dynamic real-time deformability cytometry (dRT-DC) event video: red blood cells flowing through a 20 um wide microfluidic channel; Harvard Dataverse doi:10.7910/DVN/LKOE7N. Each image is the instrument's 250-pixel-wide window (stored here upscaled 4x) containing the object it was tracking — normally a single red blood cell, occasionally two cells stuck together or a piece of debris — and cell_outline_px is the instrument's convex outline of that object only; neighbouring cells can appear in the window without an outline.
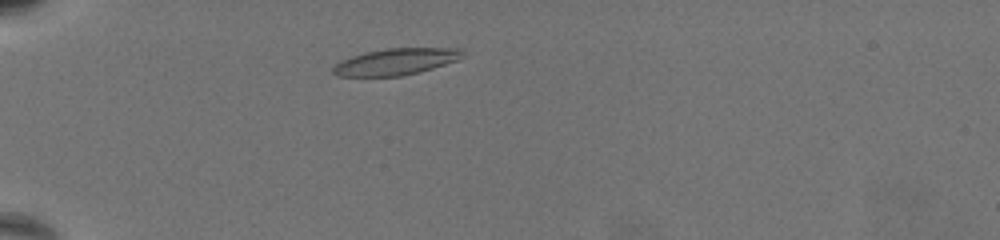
{"species": "common noctule bat (a hibernating species)", "species_latin": "Nyctalus noctula", "temperature_condition": "warm", "stored_images_in_passage": 55, "camera_frame_rate_fps": 3000, "um_per_image_px": 0.085, "animal": {"sex": "female", "body_mass_g": 19.5, "forearm_length_mm": 54.1}, "frame": {"image": 1, "passage_image": 9, "time_ms": 2.667, "image_size_px": [1000, 240], "cell_outline_px": [[464, 56], [456, 60], [432, 68], [400, 76], [336, 76], [332, 72], [332, 68], [336, 64], [352, 56], [368, 52], [388, 48], [464, 48]], "centroid_in_image_um": [33.67, 5.24], "position_along_channel_um": 51.3, "area_um2": 19.71}}
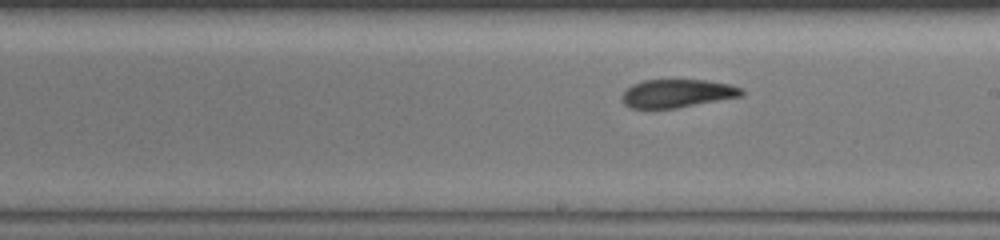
{"frame": {"image": 2, "passage_image": 29, "time_ms": 9.333, "image_size_px": [1000, 240], "cell_outline_px": [[744, 92], [740, 96], [676, 108], [632, 108], [624, 104], [620, 100], [620, 96], [632, 84], [644, 80], [704, 80], [732, 84], [744, 88]], "centroid_in_image_um": [57.55, 7.93], "position_along_channel_um": 231.5, "area_um2": 19.65}}
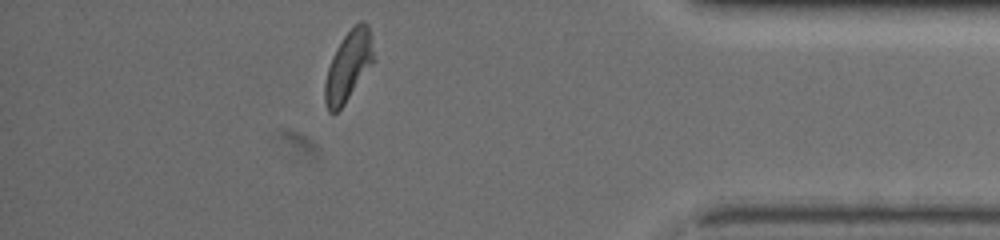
{"frame": {"image": 3, "passage_image": 48, "time_ms": 15.667, "image_size_px": [1000, 240], "cell_outline_px": [[376, 60], [344, 104], [336, 112], [328, 112], [324, 100], [324, 84], [328, 68], [332, 56], [336, 48], [344, 36], [360, 20], [364, 20], [368, 24]], "centroid_in_image_um": [29.63, 5.6], "position_along_channel_um": 405.6, "area_um2": 19.94}, "authors_computed_cell_mechanics": {"area_um2": 20.2878, "velocity_mm_per_s": 3.1931, "shape_relaxation_time_tau1_ms": 9.4467, "shape_relaxation_time_tau2_ms": 2.8306, "deformation_change_tau1": 0.2488, "deformation_change_tau2": 0.1016}}